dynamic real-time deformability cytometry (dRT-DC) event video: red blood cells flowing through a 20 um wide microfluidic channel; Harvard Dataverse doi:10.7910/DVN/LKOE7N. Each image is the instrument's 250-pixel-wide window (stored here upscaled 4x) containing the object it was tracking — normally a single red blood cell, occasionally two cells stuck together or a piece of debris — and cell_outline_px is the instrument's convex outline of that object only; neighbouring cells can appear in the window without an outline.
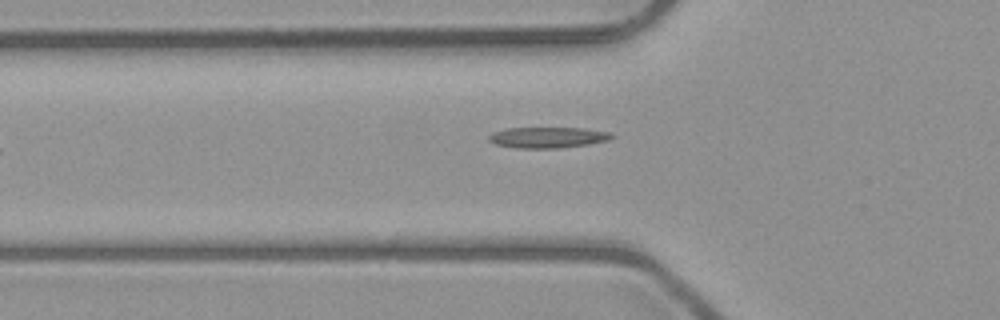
{"species": "common noctule bat (a hibernating species)", "species_latin": "Nyctalus noctula", "temperature_condition": "room temperature", "stored_images_in_passage": 6, "camera_frame_rate_fps": 3000, "um_per_image_px": 0.085, "animal": {"sex": "male", "body_mass_g": 23.1, "forearm_length_mm": 52.7}, "frame": {"image": 1, "passage_image": 6, "time_ms": 5.667, "image_size_px": [1000, 320], "cell_outline_px": [[616, 136], [608, 140], [588, 144], [560, 148], [516, 148], [496, 144], [488, 140], [488, 136], [492, 132], [508, 128], [584, 128], [612, 132]], "centroid_in_image_um": [46.59, 11.68], "position_along_channel_um": 79.2, "area_um2": 15.03}}